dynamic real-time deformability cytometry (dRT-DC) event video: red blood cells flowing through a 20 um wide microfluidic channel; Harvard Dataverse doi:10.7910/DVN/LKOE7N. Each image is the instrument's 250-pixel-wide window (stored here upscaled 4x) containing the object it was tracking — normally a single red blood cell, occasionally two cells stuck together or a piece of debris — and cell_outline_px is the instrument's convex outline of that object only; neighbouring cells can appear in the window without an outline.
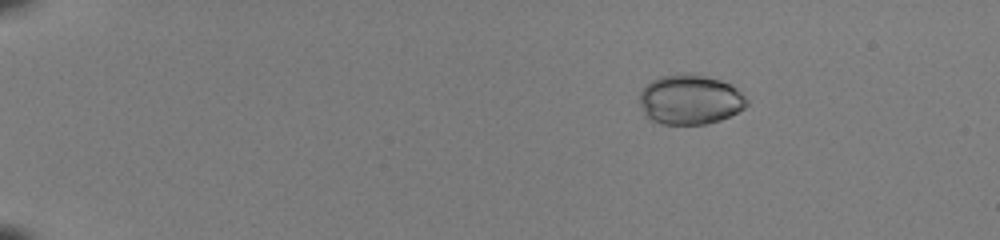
{"species": "common noctule bat (a hibernating species)", "species_latin": "Nyctalus noctula", "temperature_condition": "room temperature", "stored_images_in_passage": 53, "camera_frame_rate_fps": 3000, "um_per_image_px": 0.085, "animal": {"sex": "female", "body_mass_g": 22.0, "forearm_length_mm": 56.7}, "frame": {"image": 1, "passage_image": 10, "time_ms": 3.0, "image_size_px": [1000, 240], "cell_outline_px": [[748, 104], [744, 108], [720, 120], [704, 124], [660, 124], [644, 116], [640, 104], [640, 92], [652, 80], [660, 76], [680, 72], [704, 76], [720, 80], [732, 84], [748, 100]], "centroid_in_image_um": [58.63, 8.46], "position_along_channel_um": 26.4, "area_um2": 31.15}}
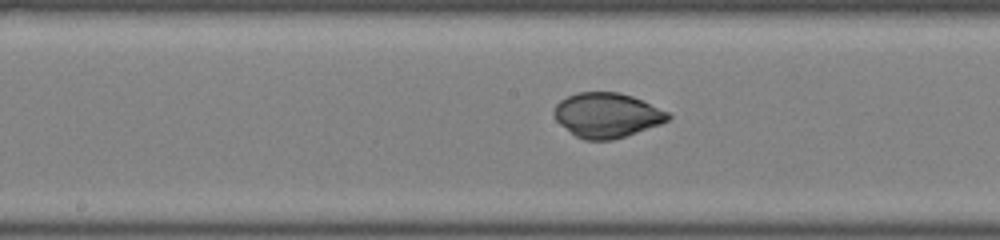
{"frame": {"image": 2, "passage_image": 31, "time_ms": 10.0, "image_size_px": [1000, 240], "cell_outline_px": [[672, 116], [668, 120], [660, 124], [612, 140], [584, 140], [576, 136], [560, 124], [556, 120], [556, 104], [560, 100], [576, 92], [616, 92], [632, 96], [668, 112]], "centroid_in_image_um": [51.59, 9.79], "position_along_channel_um": 196.6, "area_um2": 29.25}}
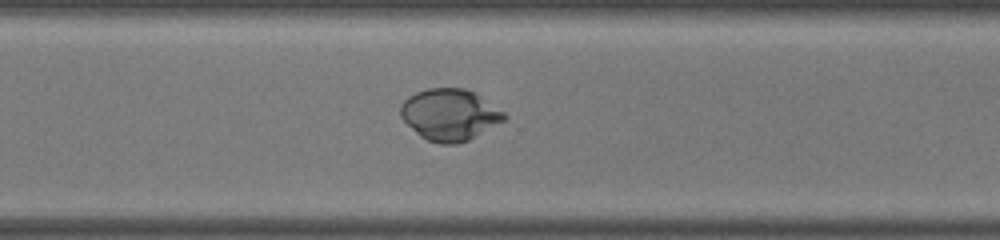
{"frame": {"image": 3, "passage_image": 41, "time_ms": 13.333, "image_size_px": [1000, 240], "cell_outline_px": [[508, 116], [504, 120], [468, 140], [456, 144], [440, 144], [428, 140], [420, 136], [400, 116], [400, 108], [404, 100], [408, 96], [416, 92], [428, 88], [464, 88], [480, 96], [504, 112]], "centroid_in_image_um": [38.2, 9.74], "position_along_channel_um": 332.4, "area_um2": 30.75}}